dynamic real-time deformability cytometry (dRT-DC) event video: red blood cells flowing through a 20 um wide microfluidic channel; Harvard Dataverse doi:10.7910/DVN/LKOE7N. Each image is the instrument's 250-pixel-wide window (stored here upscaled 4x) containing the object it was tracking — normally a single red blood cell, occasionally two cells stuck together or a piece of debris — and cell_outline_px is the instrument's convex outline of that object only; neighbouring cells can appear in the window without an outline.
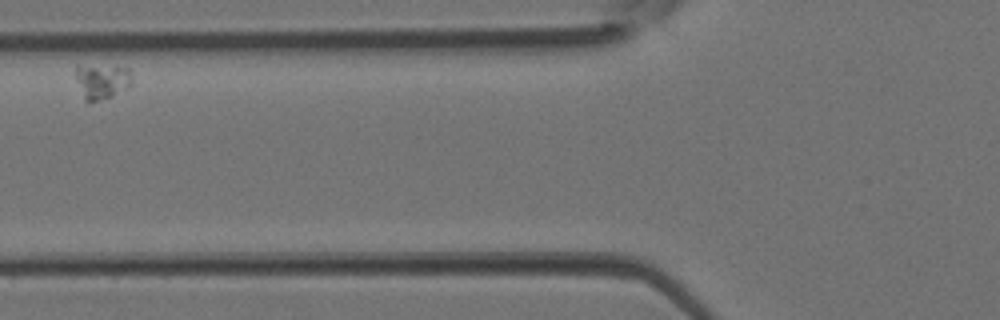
{"species": "Egyptian fruit bat (a non-hibernating species)", "species_latin": "Rousettus aegyptiacus", "temperature_condition": "room temperature", "stored_images_in_passage": 2, "camera_frame_rate_fps": 3000, "um_per_image_px": 0.085, "animal": {"sex": "female"}, "frame": {"image": 1, "passage_image": 2, "time_ms": 0.333, "image_size_px": [1000, 320], "cell_outline_px": [[132, 84], [128, 88], [112, 96], [96, 100], [84, 100], [76, 80], [76, 64], [128, 68], [132, 72]], "centroid_in_image_um": [8.68, 6.88], "position_along_channel_um": 117.1, "area_um2": 11.5}}